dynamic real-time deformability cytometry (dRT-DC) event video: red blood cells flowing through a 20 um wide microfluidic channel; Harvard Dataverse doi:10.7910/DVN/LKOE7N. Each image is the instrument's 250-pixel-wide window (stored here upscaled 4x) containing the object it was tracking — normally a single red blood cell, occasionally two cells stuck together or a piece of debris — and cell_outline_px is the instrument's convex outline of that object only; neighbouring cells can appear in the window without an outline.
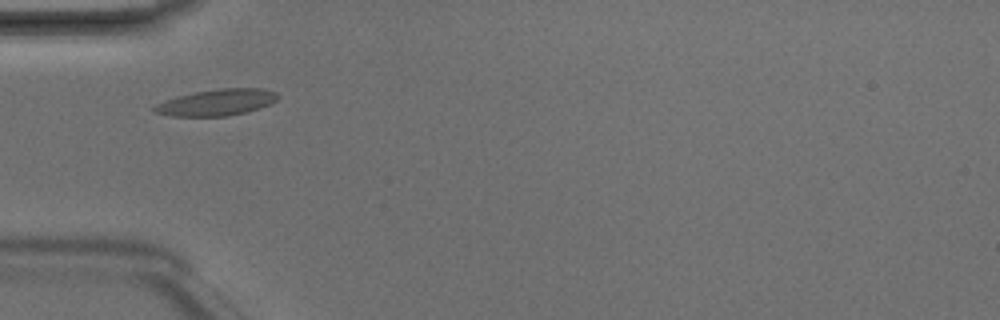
{"species": "Egyptian fruit bat (a non-hibernating species)", "species_latin": "Rousettus aegyptiacus", "temperature_condition": "room temperature", "stored_images_in_passage": 3, "camera_frame_rate_fps": 3000, "um_per_image_px": 0.085, "animal": {"sex": "male"}, "frame": {"image": 1, "passage_image": 3, "time_ms": 0.667, "image_size_px": [1000, 320], "cell_outline_px": [[280, 96], [276, 100], [260, 108], [228, 116], [172, 116], [152, 112], [152, 108], [156, 104], [164, 100], [176, 96], [196, 92], [220, 88], [260, 88], [276, 92]], "centroid_in_image_um": [18.39, 8.7], "position_along_channel_um": 66.6, "area_um2": 18.96}}